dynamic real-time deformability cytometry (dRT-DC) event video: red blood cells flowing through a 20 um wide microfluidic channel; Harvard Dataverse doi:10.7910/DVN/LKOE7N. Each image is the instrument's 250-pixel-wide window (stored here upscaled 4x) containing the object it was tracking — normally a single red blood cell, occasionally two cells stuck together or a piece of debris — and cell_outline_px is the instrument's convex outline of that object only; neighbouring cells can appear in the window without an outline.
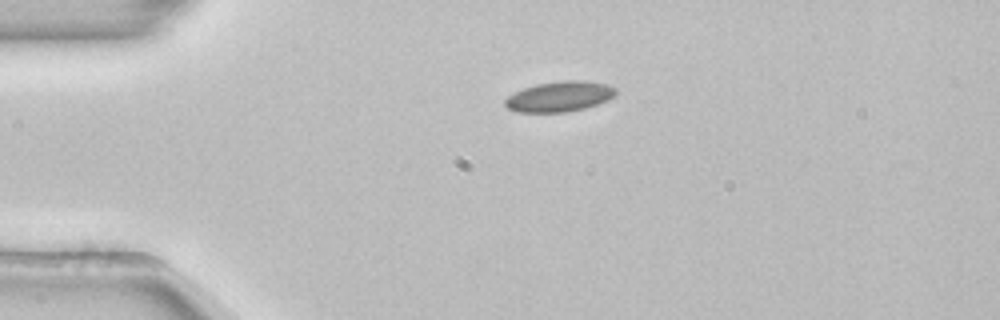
{"species": "common noctule bat (a hibernating species)", "species_latin": "Nyctalus noctula", "temperature_condition": "room temperature", "stored_images_in_passage": 42, "camera_frame_rate_fps": 3000, "um_per_image_px": 0.085, "animal": {"sex": "female", "body_mass_g": 22.7, "forearm_length_mm": 54.2}, "frame": {"image": 1, "passage_image": 1, "time_ms": 0.0, "image_size_px": [1000, 320], "cell_outline_px": [[616, 92], [608, 100], [584, 108], [568, 112], [516, 112], [508, 108], [504, 104], [504, 100], [512, 92], [536, 84], [564, 80], [580, 80], [608, 84], [616, 88]], "centroid_in_image_um": [47.53, 8.2], "position_along_channel_um": 37.5, "area_um2": 19.59}}
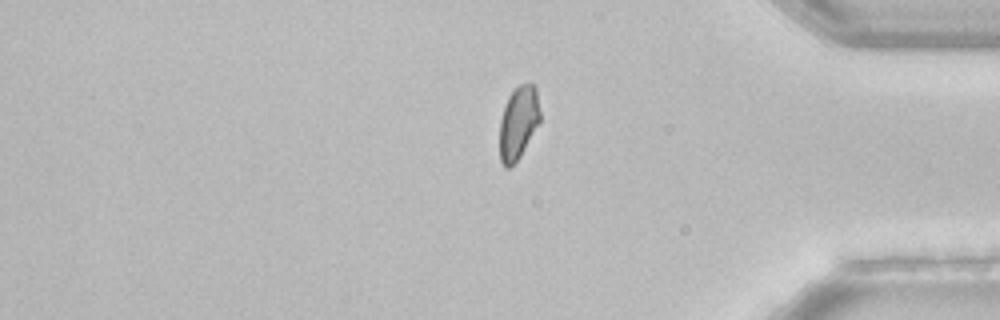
{"frame": {"image": 2, "passage_image": 33, "time_ms": 10.667, "image_size_px": [1000, 320], "cell_outline_px": [[540, 120], [520, 156], [508, 168], [504, 168], [500, 160], [500, 120], [508, 96], [520, 84], [532, 80], [536, 88], [540, 112]], "centroid_in_image_um": [44.06, 10.38], "position_along_channel_um": 391.1, "area_um2": 17.11}}
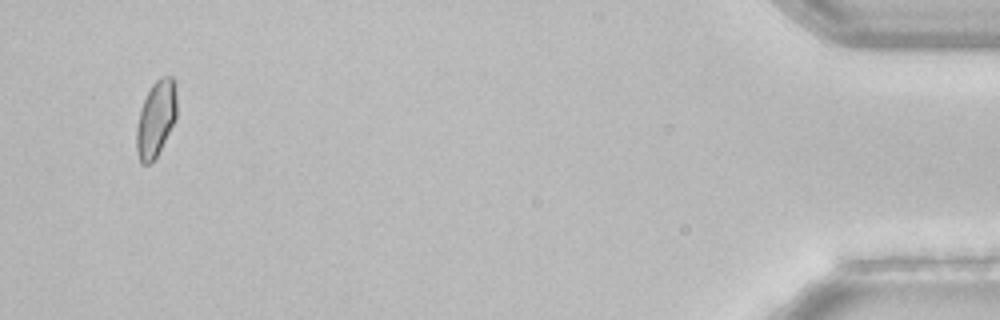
{"frame": {"image": 3, "passage_image": 40, "time_ms": 13.0, "image_size_px": [1000, 320], "cell_outline_px": [[176, 116], [156, 156], [148, 164], [140, 164], [136, 152], [136, 128], [140, 108], [152, 84], [160, 76], [172, 76], [176, 92]], "centroid_in_image_um": [13.22, 10.08], "position_along_channel_um": 422.0, "area_um2": 17.57}, "authors_computed_cell_mechanics": {"area_um2": 18.2937, "velocity_mm_per_s": 3.8704, "shape_relaxation_time_tau1_ms": 3.806, "shape_relaxation_time_tau2_ms": 7.6104, "deformation_change_tau1": 0.0718, "deformation_change_tau2": 0.0801}}